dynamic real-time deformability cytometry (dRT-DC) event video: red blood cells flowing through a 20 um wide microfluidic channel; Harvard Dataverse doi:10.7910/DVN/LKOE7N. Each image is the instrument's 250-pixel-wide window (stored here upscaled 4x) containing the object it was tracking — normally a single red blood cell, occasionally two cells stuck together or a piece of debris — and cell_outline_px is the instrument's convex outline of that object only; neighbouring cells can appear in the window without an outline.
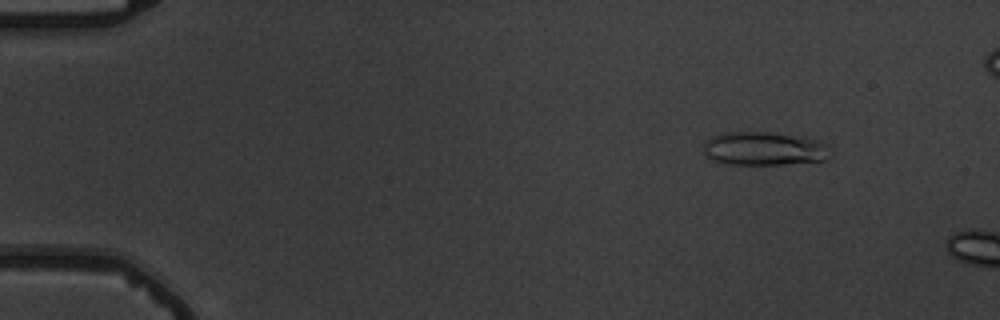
{"species": "common noctule bat (a hibernating species)", "species_latin": "Nyctalus noctula", "temperature_condition": "warm", "stored_images_in_passage": 3, "camera_frame_rate_fps": 3000, "um_per_image_px": 0.085, "animal": {"sex": "male", "body_mass_g": 19.5, "forearm_length_mm": 54.6}, "frame": {"image": 1, "passage_image": 1, "time_ms": 0.0, "image_size_px": [1000, 320], "cell_outline_px": [[832, 148], [824, 160], [784, 164], [728, 164], [712, 160], [704, 152], [704, 144], [708, 140], [724, 132], [768, 132], [820, 140], [828, 144]], "centroid_in_image_um": [64.98, 12.64], "position_along_channel_um": 20.0, "area_um2": 24.51}}